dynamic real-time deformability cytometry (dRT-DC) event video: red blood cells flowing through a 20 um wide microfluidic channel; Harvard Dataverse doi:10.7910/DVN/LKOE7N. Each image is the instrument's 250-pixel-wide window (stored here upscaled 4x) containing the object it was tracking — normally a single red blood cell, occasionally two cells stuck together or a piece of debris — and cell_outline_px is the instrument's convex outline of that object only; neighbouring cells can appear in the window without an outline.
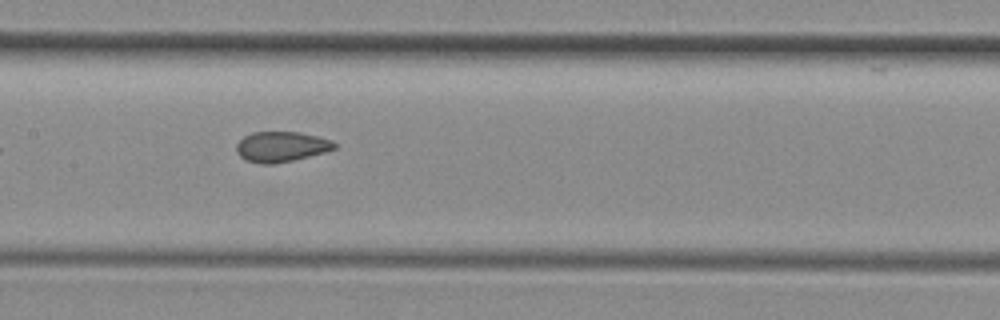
{"species": "common noctule bat (a hibernating species)", "species_latin": "Nyctalus noctula", "temperature_condition": "room temperature", "stored_images_in_passage": 11, "camera_frame_rate_fps": 3000, "um_per_image_px": 0.085, "animal": {"sex": "female", "body_mass_g": 29.2, "forearm_length_mm": 56.3}, "frame": {"image": 1, "passage_image": 5, "time_ms": 1.333, "image_size_px": [1000, 320], "cell_outline_px": [[336, 148], [324, 152], [276, 164], [260, 164], [248, 160], [240, 156], [236, 152], [236, 144], [244, 136], [252, 132], [300, 132], [332, 140], [336, 144]], "centroid_in_image_um": [23.89, 12.46], "position_along_channel_um": 183.5, "area_um2": 17.22}}
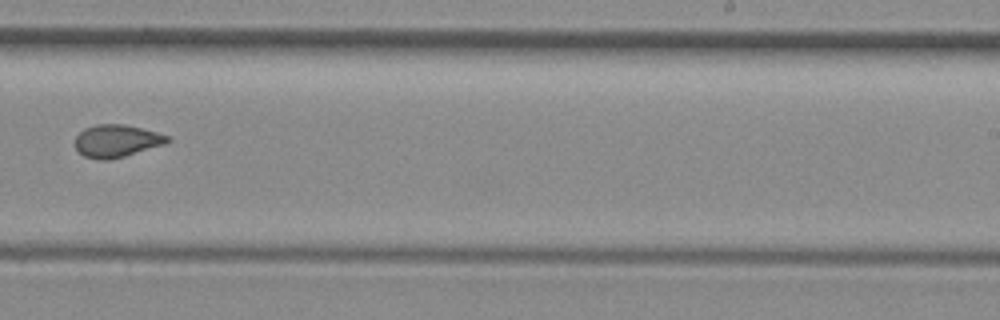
{"frame": {"image": 2, "passage_image": 7, "time_ms": 2.0, "image_size_px": [1000, 320], "cell_outline_px": [[172, 140], [168, 144], [124, 156], [108, 160], [96, 160], [84, 156], [76, 148], [76, 136], [84, 128], [96, 124], [124, 124], [156, 132], [168, 136]], "centroid_in_image_um": [9.94, 11.98], "position_along_channel_um": 279.1, "area_um2": 17.57}}
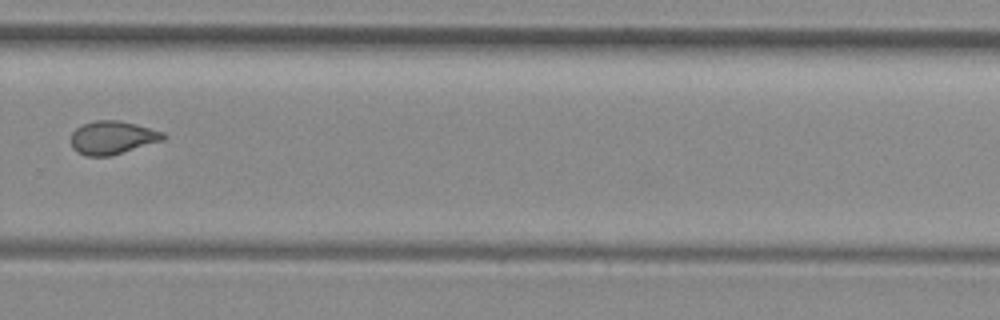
{"frame": {"image": 3, "passage_image": 8, "time_ms": 2.333, "image_size_px": [1000, 320], "cell_outline_px": [[164, 140], [112, 156], [88, 156], [76, 152], [72, 148], [72, 132], [76, 128], [84, 124], [96, 120], [116, 120], [136, 124], [164, 132]], "centroid_in_image_um": [9.56, 11.71], "position_along_channel_um": 320.2, "area_um2": 17.86}}